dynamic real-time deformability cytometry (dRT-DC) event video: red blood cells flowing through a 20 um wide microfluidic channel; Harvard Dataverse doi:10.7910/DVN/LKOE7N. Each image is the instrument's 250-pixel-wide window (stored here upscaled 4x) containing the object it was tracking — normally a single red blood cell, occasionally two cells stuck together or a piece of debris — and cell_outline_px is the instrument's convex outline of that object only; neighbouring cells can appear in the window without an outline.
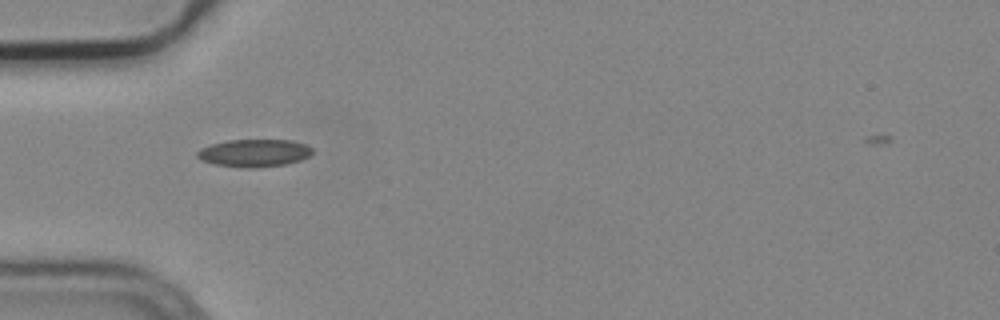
{"species": "common noctule bat (a hibernating species)", "species_latin": "Nyctalus noctula", "temperature_condition": "cold", "stored_images_in_passage": 5, "camera_frame_rate_fps": 3000, "um_per_image_px": 0.085, "animal": {"sex": "male", "body_mass_g": 19.2, "forearm_length_mm": 51.8}, "frame": {"image": 1, "passage_image": 1, "time_ms": 0.0, "image_size_px": [1000, 320], "cell_outline_px": [[312, 152], [308, 156], [300, 160], [284, 164], [252, 168], [244, 168], [216, 164], [200, 160], [196, 156], [196, 152], [200, 148], [212, 144], [228, 140], [292, 140], [304, 144], [312, 148]], "centroid_in_image_um": [21.57, 13.0], "position_along_channel_um": 63.4, "area_um2": 18.38}}
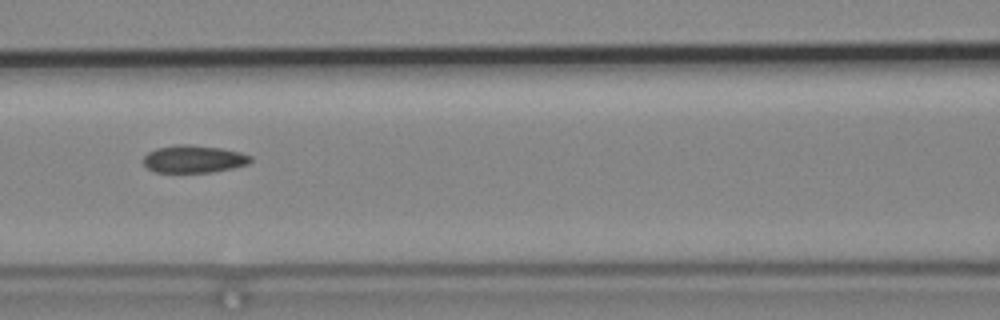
{"frame": {"image": 2, "passage_image": 3, "time_ms": 0.667, "image_size_px": [1000, 320], "cell_outline_px": [[252, 160], [248, 164], [232, 168], [212, 172], [156, 172], [148, 168], [144, 164], [144, 156], [148, 152], [156, 148], [180, 144], [188, 144], [220, 148], [240, 152], [252, 156]], "centroid_in_image_um": [16.48, 13.51], "position_along_channel_um": 150.1, "area_um2": 17.11}}
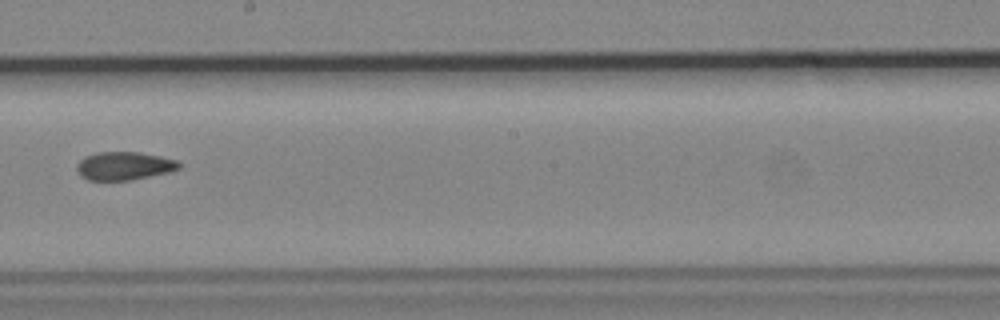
{"frame": {"image": 3, "passage_image": 5, "time_ms": 1.333, "image_size_px": [1000, 320], "cell_outline_px": [[180, 168], [168, 172], [132, 180], [88, 180], [80, 176], [76, 172], [76, 164], [84, 156], [96, 152], [140, 152], [160, 156], [176, 160], [180, 164]], "centroid_in_image_um": [10.5, 14.1], "position_along_channel_um": 237.7, "area_um2": 16.94}}